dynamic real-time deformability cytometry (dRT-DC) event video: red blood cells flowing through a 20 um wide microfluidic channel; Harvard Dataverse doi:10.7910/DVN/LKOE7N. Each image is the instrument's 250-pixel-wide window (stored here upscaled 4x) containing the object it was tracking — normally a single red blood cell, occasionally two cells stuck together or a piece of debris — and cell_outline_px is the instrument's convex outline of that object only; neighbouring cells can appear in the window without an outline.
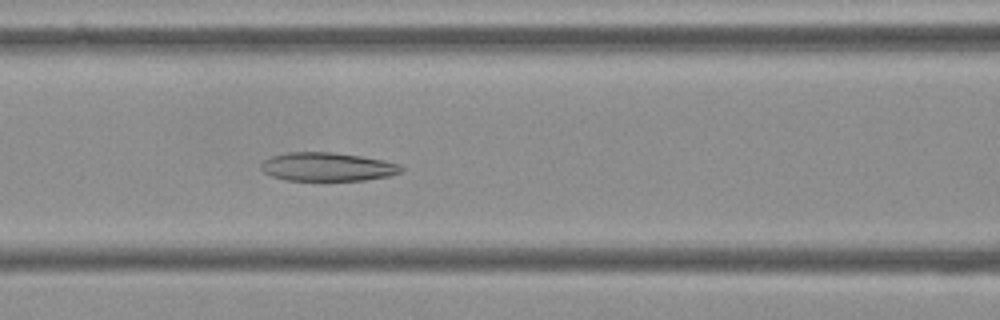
{"species": "Egyptian fruit bat (a non-hibernating species)", "species_latin": "Rousettus aegyptiacus", "temperature_condition": "cold", "stored_images_in_passage": 56, "camera_frame_rate_fps": 3000, "um_per_image_px": 0.085, "frame": {"image": 1, "passage_image": 24, "time_ms": 7.667, "image_size_px": [1000, 320], "cell_outline_px": [[404, 168], [400, 172], [388, 176], [364, 180], [284, 180], [272, 176], [264, 172], [260, 168], [260, 164], [264, 160], [272, 156], [288, 152], [332, 152], [360, 156], [384, 160], [400, 164]], "centroid_in_image_um": [27.82, 14.17], "position_along_channel_um": 138.8, "area_um2": 23.29}}
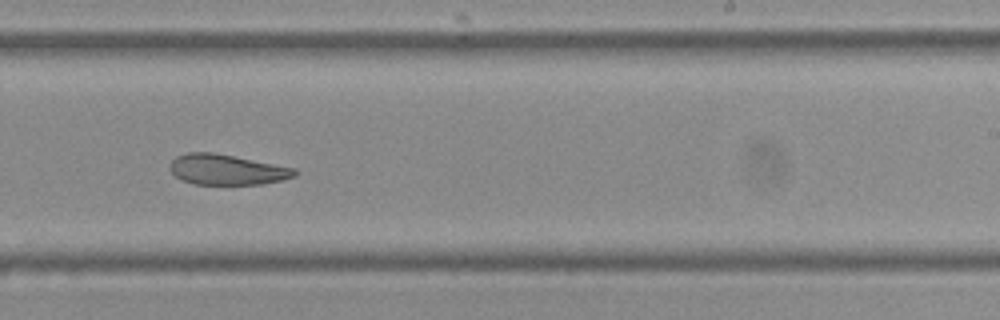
{"frame": {"image": 2, "passage_image": 35, "time_ms": 11.333, "image_size_px": [1000, 320], "cell_outline_px": [[300, 172], [296, 176], [284, 180], [264, 184], [192, 184], [180, 180], [168, 168], [168, 164], [176, 156], [188, 152], [212, 152], [296, 168]], "centroid_in_image_um": [19.29, 14.42], "position_along_channel_um": 269.7, "area_um2": 22.37}}
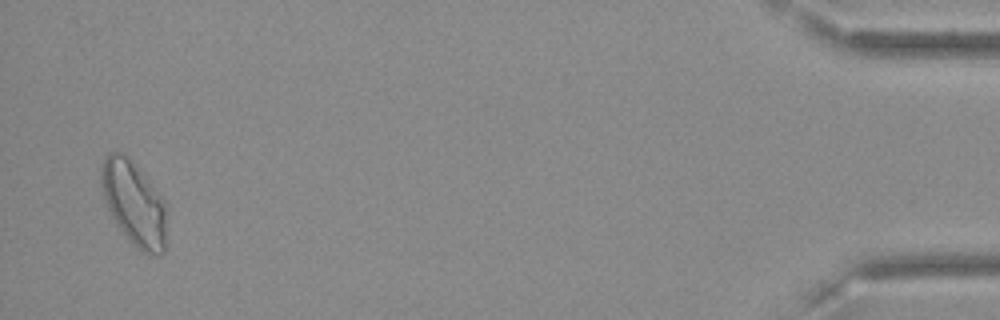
{"frame": {"image": 3, "passage_image": 55, "time_ms": 18.0, "image_size_px": [1000, 320], "cell_outline_px": [[168, 212], [164, 252], [140, 252], [136, 248], [116, 224], [104, 200], [100, 184], [100, 168], [104, 156], [108, 152], [124, 152], [148, 176], [168, 204]], "centroid_in_image_um": [11.41, 17.21], "position_along_channel_um": 423.8, "area_um2": 33.06}, "authors_computed_cell_mechanics": {"area_um2": 25.5765, "velocity_mm_per_s": 3.5736, "shape_relaxation_time_tau1_ms": null, "shape_relaxation_time_tau2_ms": 4.1872, "deformation_change_tau1": null, "deformation_change_tau2": 0.114}}